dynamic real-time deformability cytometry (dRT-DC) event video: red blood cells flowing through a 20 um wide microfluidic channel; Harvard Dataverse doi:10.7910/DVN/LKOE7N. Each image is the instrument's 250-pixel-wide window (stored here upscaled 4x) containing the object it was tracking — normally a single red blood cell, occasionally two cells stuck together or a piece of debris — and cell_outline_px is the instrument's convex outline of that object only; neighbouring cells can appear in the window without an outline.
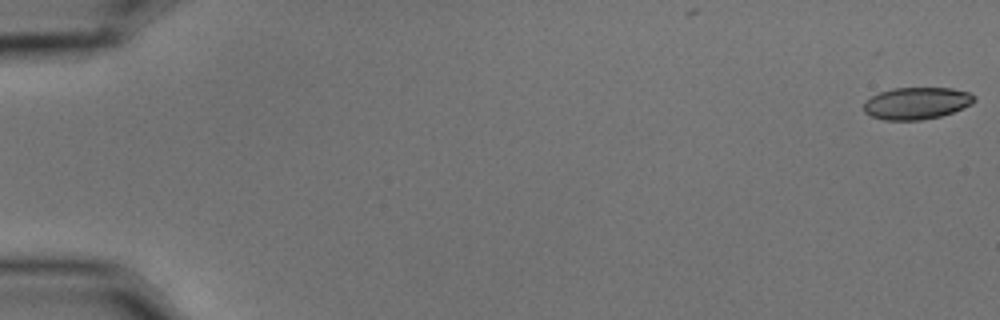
{"species": "common noctule bat (a hibernating species)", "species_latin": "Nyctalus noctula", "temperature_condition": "cold", "stored_images_in_passage": 5, "camera_frame_rate_fps": 3000, "um_per_image_px": 0.085, "animal": {"sex": "male", "body_mass_g": 15.6}, "frame": {"image": 1, "passage_image": 1, "time_ms": 0.0, "image_size_px": [1000, 320], "cell_outline_px": [[976, 100], [972, 104], [964, 108], [940, 116], [920, 120], [884, 120], [872, 116], [864, 112], [864, 104], [872, 96], [880, 92], [892, 88], [952, 88], [968, 92], [976, 96]], "centroid_in_image_um": [77.94, 8.77], "position_along_channel_um": 7.1, "area_um2": 20.58}}